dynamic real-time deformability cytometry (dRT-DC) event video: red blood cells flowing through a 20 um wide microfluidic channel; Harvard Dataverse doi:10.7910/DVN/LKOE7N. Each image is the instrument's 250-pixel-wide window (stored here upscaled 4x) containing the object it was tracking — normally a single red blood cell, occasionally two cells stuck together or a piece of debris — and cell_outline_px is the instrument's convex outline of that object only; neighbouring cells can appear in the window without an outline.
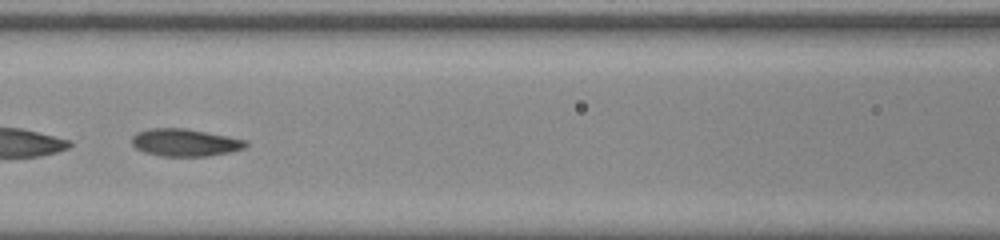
{"species": "common noctule bat (a hibernating species)", "species_latin": "Nyctalus noctula", "temperature_condition": "room temperature", "stored_images_in_passage": 38, "camera_frame_rate_fps": 3000, "um_per_image_px": 0.085, "animal": {"sex": "male", "body_mass_g": 20.0, "forearm_length_mm": 53.3}, "frame": {"image": 1, "passage_image": 12, "time_ms": 3.667, "image_size_px": [1000, 240], "cell_outline_px": [[248, 144], [244, 148], [228, 152], [208, 156], [164, 156], [144, 152], [136, 148], [132, 144], [132, 136], [136, 132], [152, 128], [184, 128], [228, 136], [248, 140]], "centroid_in_image_um": [15.72, 12.11], "position_along_channel_um": 150.9, "area_um2": 18.15}, "authors_computed_cell_mechanics": {"area_um2": 18.207, "velocity_mm_per_s": 3.8305, "shape_relaxation_time_tau1_ms": 4.178, "shape_relaxation_time_tau2_ms": 2.3686, "deformation_change_tau1": 0.1553, "deformation_change_tau2": 0.0911}}